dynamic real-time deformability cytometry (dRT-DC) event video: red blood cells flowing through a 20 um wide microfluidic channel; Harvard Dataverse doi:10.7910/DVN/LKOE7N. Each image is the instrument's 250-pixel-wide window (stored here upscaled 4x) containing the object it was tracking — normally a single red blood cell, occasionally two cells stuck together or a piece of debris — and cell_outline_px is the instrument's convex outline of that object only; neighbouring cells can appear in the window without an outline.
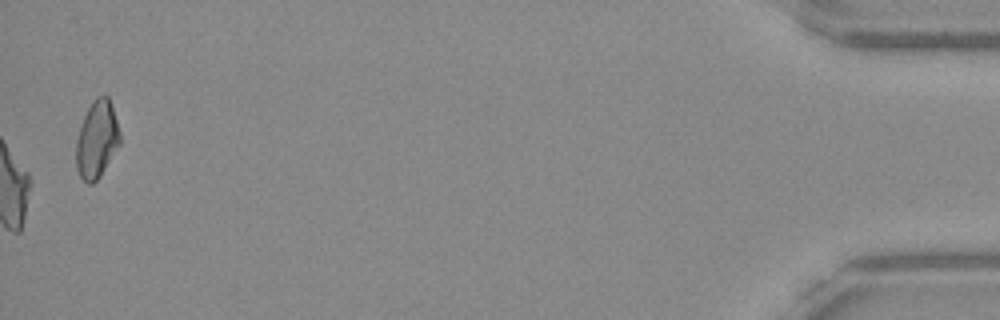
{"species": "Egyptian fruit bat (a non-hibernating species)", "species_latin": "Rousettus aegyptiacus", "temperature_condition": "warm", "stored_images_in_passage": 53, "camera_frame_rate_fps": 3000, "um_per_image_px": 0.085, "frame": {"image": 1, "passage_image": 53, "time_ms": 17.333, "image_size_px": [1000, 320], "cell_outline_px": [[120, 144], [100, 176], [92, 184], [88, 184], [80, 176], [76, 168], [76, 140], [84, 116], [92, 100], [96, 96], [108, 96], [120, 132]], "centroid_in_image_um": [8.22, 11.86], "position_along_channel_um": 427.0, "area_um2": 19.54}, "authors_computed_cell_mechanics": {"area_um2": 24.565, "velocity_mm_per_s": 3.9094, "shape_relaxation_time_tau1_ms": null, "shape_relaxation_time_tau2_ms": 3.8038, "deformation_change_tau1": null, "deformation_change_tau2": 0.131}}